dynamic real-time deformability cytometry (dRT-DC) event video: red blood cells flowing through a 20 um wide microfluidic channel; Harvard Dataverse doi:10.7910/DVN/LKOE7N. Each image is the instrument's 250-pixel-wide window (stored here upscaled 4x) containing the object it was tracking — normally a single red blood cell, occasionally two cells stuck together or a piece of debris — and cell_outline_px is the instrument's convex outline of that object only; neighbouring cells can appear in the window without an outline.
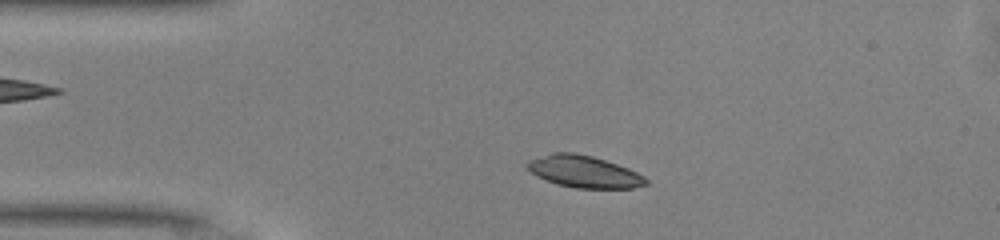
{"species": "common noctule bat (a hibernating species)", "species_latin": "Nyctalus noctula", "temperature_condition": "warm", "stored_images_in_passage": 44, "camera_frame_rate_fps": 3000, "um_per_image_px": 0.085, "animal": {"sex": "male", "body_mass_g": 13.0, "forearm_length_mm": 53.1}, "frame": {"image": 1, "passage_image": 5, "time_ms": 1.333, "image_size_px": [1000, 240], "cell_outline_px": [[648, 184], [632, 188], [576, 188], [556, 184], [536, 176], [524, 168], [524, 164], [528, 160], [552, 152], [576, 152], [592, 156], [628, 168], [644, 176], [648, 180]], "centroid_in_image_um": [49.58, 14.58], "position_along_channel_um": 35.4, "area_um2": 22.31}}
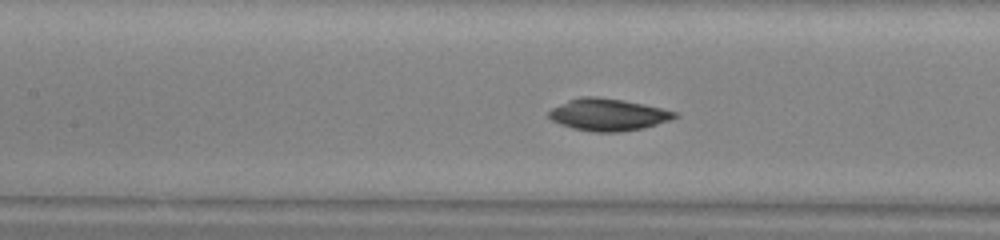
{"frame": {"image": 2, "passage_image": 16, "time_ms": 5.0, "image_size_px": [1000, 240], "cell_outline_px": [[680, 116], [672, 120], [644, 128], [620, 132], [596, 132], [572, 128], [560, 124], [552, 120], [548, 116], [548, 112], [552, 108], [568, 100], [580, 96], [596, 96], [624, 100], [644, 104], [676, 112]], "centroid_in_image_um": [51.7, 9.74], "position_along_channel_um": 155.7, "area_um2": 23.64}}
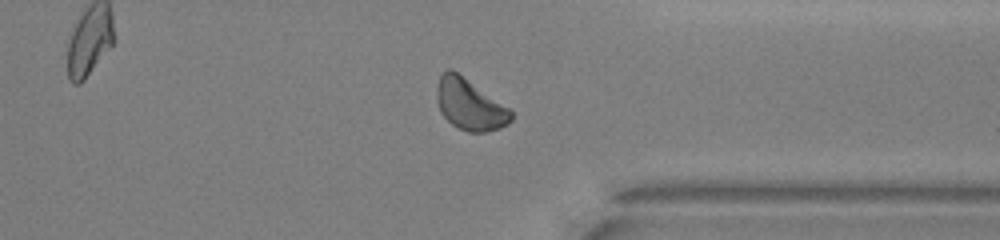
{"frame": {"image": 3, "passage_image": 32, "time_ms": 10.333, "image_size_px": [1000, 240], "cell_outline_px": [[512, 120], [508, 124], [500, 128], [488, 132], [468, 132], [452, 124], [440, 112], [436, 100], [436, 88], [440, 76], [448, 68], [452, 68], [508, 108], [512, 112]], "centroid_in_image_um": [39.9, 8.89], "position_along_channel_um": 371.5, "area_um2": 21.96}, "authors_computed_cell_mechanics": {"area_um2": 22.4553, "velocity_mm_per_s": 4.1422, "shape_relaxation_time_tau1_ms": 4.1423, "shape_relaxation_time_tau2_ms": null, "deformation_change_tau1": 0.1646, "deformation_change_tau2": null}}